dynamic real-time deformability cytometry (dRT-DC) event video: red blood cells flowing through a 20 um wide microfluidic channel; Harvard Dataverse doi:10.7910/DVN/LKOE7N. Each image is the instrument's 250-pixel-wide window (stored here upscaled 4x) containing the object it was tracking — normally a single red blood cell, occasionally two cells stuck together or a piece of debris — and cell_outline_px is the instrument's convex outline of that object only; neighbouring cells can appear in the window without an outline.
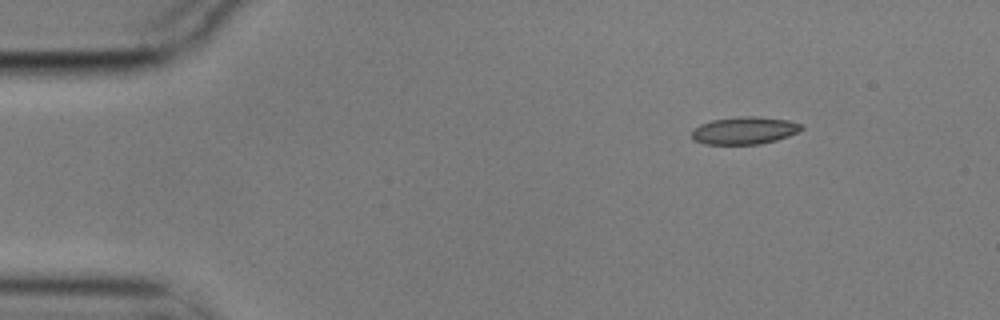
{"species": "common noctule bat (a hibernating species)", "species_latin": "Nyctalus noctula", "temperature_condition": "cold", "stored_images_in_passage": 10, "camera_frame_rate_fps": 3000, "um_per_image_px": 0.085, "animal": {"sex": "male", "body_mass_g": 17.9}, "frame": {"image": 1, "passage_image": 1, "time_ms": 0.0, "image_size_px": [1000, 320], "cell_outline_px": [[804, 128], [788, 136], [776, 140], [760, 144], [704, 144], [692, 140], [692, 128], [700, 124], [712, 120], [740, 116], [752, 116], [788, 120], [804, 124]], "centroid_in_image_um": [63.26, 11.09], "position_along_channel_um": 21.7, "area_um2": 17.63}}
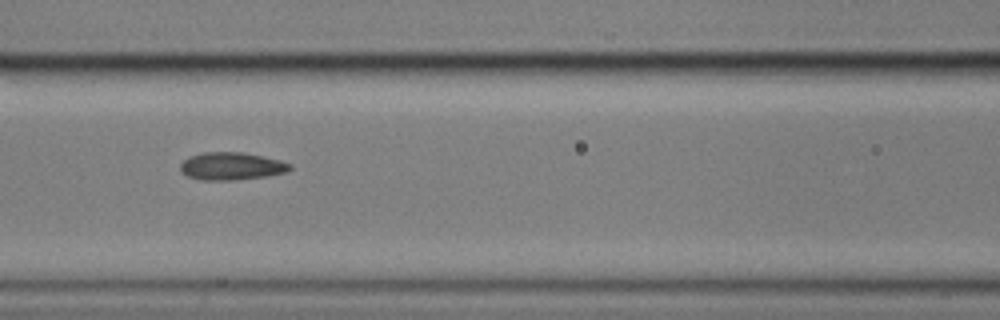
{"frame": {"image": 2, "passage_image": 6, "time_ms": 1.667, "image_size_px": [1000, 320], "cell_outline_px": [[292, 168], [288, 172], [268, 176], [236, 180], [200, 180], [188, 176], [180, 172], [180, 164], [188, 156], [204, 152], [244, 152], [264, 156], [280, 160], [292, 164]], "centroid_in_image_um": [19.69, 14.12], "position_along_channel_um": 146.9, "area_um2": 17.98}}
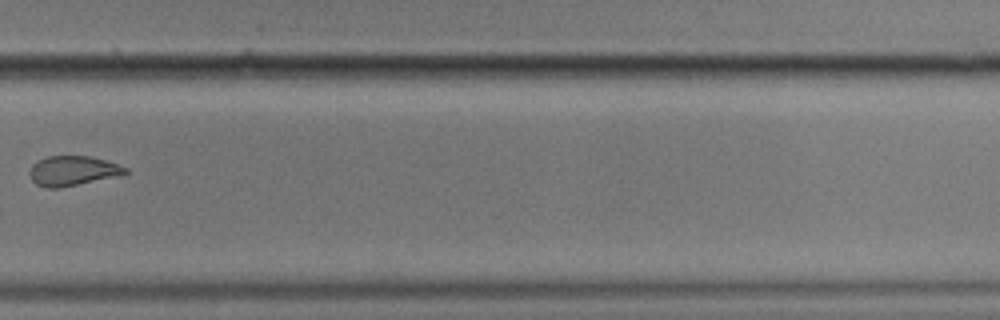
{"frame": {"image": 3, "passage_image": 10, "time_ms": 3.0, "image_size_px": [1000, 320], "cell_outline_px": [[128, 172], [120, 176], [60, 188], [48, 188], [36, 184], [32, 180], [28, 172], [32, 164], [36, 160], [48, 156], [88, 156], [104, 160], [128, 168]], "centroid_in_image_um": [6.16, 14.52], "position_along_channel_um": 323.6, "area_um2": 16.7}}